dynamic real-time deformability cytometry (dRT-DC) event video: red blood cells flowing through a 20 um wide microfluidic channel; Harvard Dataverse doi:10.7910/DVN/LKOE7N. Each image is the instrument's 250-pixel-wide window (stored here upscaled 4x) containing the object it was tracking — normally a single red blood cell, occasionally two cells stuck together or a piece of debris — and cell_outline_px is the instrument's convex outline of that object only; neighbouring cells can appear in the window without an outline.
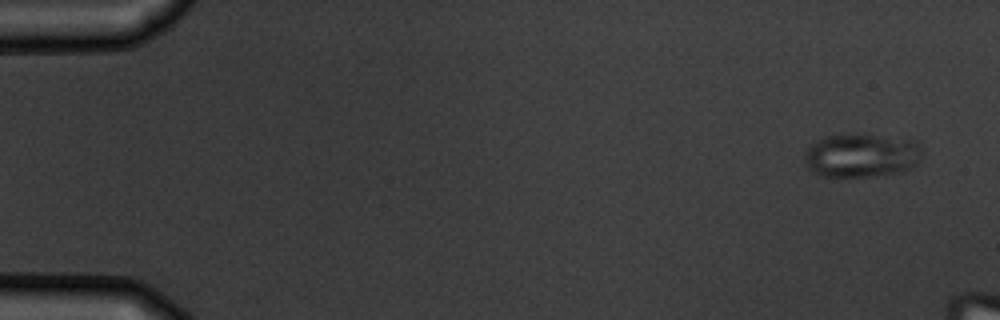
{"species": "common noctule bat (a hibernating species)", "species_latin": "Nyctalus noctula", "temperature_condition": "warm", "stored_images_in_passage": 6, "camera_frame_rate_fps": 3000, "um_per_image_px": 0.085, "animal": {"sex": "male", "body_mass_g": 19.5, "forearm_length_mm": 54.6}, "frame": {"image": 1, "passage_image": 1, "time_ms": 0.0, "image_size_px": [1000, 320], "cell_outline_px": [[920, 156], [916, 164], [900, 172], [872, 176], [820, 176], [812, 172], [804, 164], [804, 152], [812, 144], [824, 136], [876, 136], [916, 140], [920, 148]], "centroid_in_image_um": [73.17, 13.24], "position_along_channel_um": 11.8, "area_um2": 29.3}}